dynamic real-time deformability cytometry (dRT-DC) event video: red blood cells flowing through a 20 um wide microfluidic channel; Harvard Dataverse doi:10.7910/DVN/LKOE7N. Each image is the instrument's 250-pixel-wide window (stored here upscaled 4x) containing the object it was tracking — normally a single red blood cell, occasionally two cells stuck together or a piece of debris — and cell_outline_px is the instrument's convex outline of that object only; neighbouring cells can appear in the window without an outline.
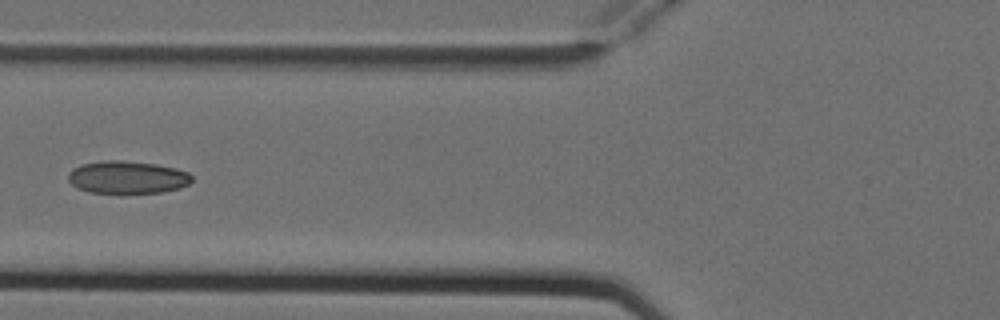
{"species": "Egyptian fruit bat (a non-hibernating species)", "species_latin": "Rousettus aegyptiacus", "temperature_condition": "cold", "stored_images_in_passage": 5, "camera_frame_rate_fps": 3000, "um_per_image_px": 0.085, "animal": {"sex": "female"}, "frame": {"image": 1, "passage_image": 4, "time_ms": 1.0, "image_size_px": [1000, 320], "cell_outline_px": [[192, 180], [188, 184], [180, 188], [164, 192], [88, 192], [76, 188], [68, 180], [68, 172], [72, 168], [80, 164], [100, 160], [120, 160], [156, 164], [176, 168], [188, 172], [192, 176]], "centroid_in_image_um": [10.79, 15.05], "position_along_channel_um": 115.0, "area_um2": 23.58}}
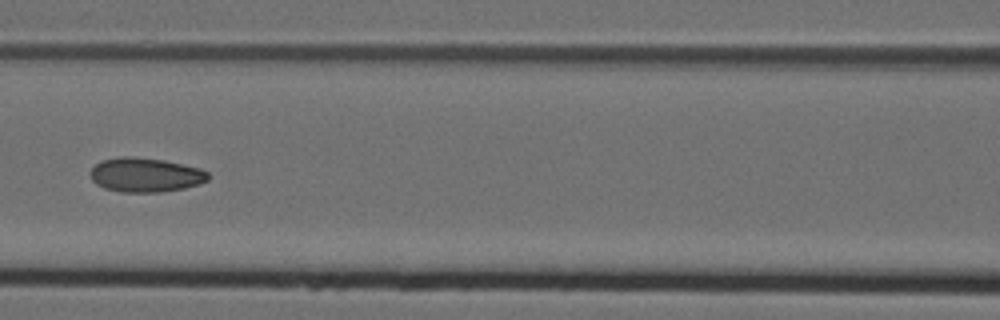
{"frame": {"image": 2, "passage_image": 5, "time_ms": 1.333, "image_size_px": [1000, 320], "cell_outline_px": [[208, 180], [200, 184], [184, 188], [160, 192], [120, 192], [104, 188], [96, 184], [92, 180], [88, 172], [100, 160], [124, 156], [164, 160], [200, 168], [208, 172]], "centroid_in_image_um": [12.34, 14.87], "position_along_channel_um": 154.3, "area_um2": 23.58}}